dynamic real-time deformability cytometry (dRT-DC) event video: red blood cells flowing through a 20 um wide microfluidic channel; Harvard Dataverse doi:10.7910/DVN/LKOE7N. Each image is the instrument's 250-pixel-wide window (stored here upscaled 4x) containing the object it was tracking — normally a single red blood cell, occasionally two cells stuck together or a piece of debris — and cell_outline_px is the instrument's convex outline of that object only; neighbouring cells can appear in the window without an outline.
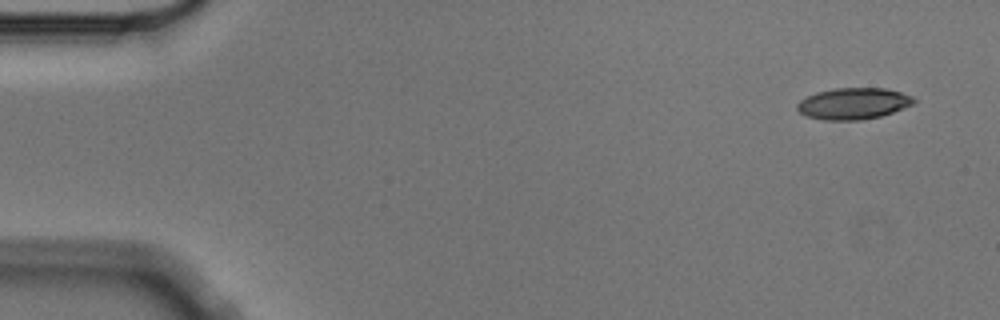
{"species": "Egyptian fruit bat (a non-hibernating species)", "species_latin": "Rousettus aegyptiacus", "temperature_condition": "cold", "stored_images_in_passage": 5, "camera_frame_rate_fps": 3000, "um_per_image_px": 0.085, "animal": {"sex": "male"}, "frame": {"image": 1, "passage_image": 1, "time_ms": 0.0, "image_size_px": [1000, 320], "cell_outline_px": [[916, 100], [912, 104], [892, 112], [880, 116], [860, 120], [824, 120], [808, 116], [800, 112], [796, 108], [796, 104], [800, 100], [816, 92], [832, 88], [884, 88], [900, 92], [912, 96]], "centroid_in_image_um": [72.51, 8.79], "position_along_channel_um": 12.5, "area_um2": 21.21}}
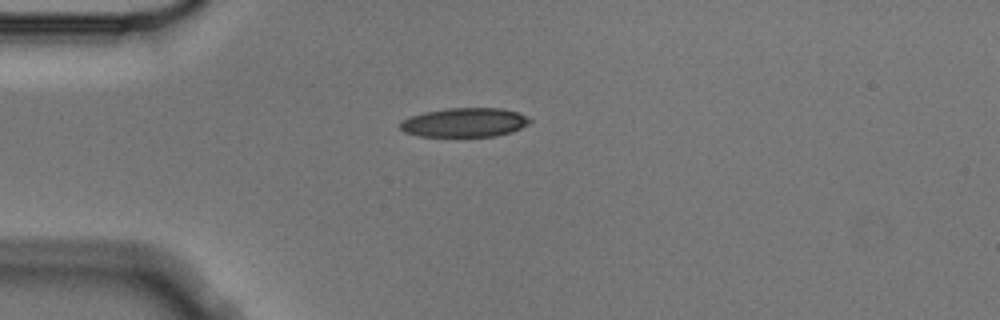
{"frame": {"image": 2, "passage_image": 4, "time_ms": 1.0, "image_size_px": [1000, 320], "cell_outline_px": [[532, 120], [528, 124], [512, 132], [496, 136], [420, 136], [404, 132], [400, 128], [400, 124], [404, 120], [412, 116], [424, 112], [448, 108], [500, 108], [516, 112]], "centroid_in_image_um": [39.49, 10.41], "position_along_channel_um": 45.5, "area_um2": 21.73}}